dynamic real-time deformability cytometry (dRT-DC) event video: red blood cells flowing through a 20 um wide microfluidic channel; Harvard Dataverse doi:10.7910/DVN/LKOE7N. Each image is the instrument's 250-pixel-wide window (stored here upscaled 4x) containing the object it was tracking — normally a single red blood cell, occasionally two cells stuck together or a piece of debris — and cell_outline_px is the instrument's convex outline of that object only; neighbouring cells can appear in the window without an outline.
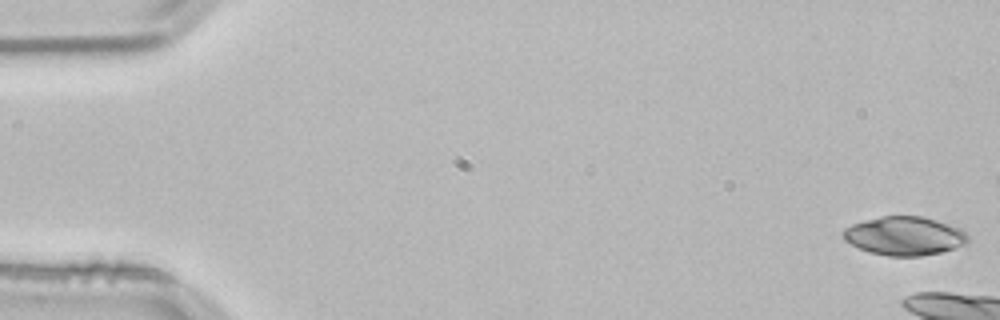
{"species": "common noctule bat (a hibernating species)", "species_latin": "Nyctalus noctula", "temperature_condition": "room temperature", "stored_images_in_passage": 9, "camera_frame_rate_fps": 3000, "um_per_image_px": 0.085, "animal": {"sex": "male", "body_mass_g": 21.5, "forearm_length_mm": 52.0}, "frame": {"image": 1, "passage_image": 1, "time_ms": 0.0, "image_size_px": [1000, 320], "cell_outline_px": [[968, 244], [940, 252], [920, 256], [888, 256], [868, 252], [844, 240], [840, 232], [844, 228], [852, 224], [864, 220], [880, 216], [924, 216], [960, 228], [968, 236]], "centroid_in_image_um": [76.85, 20.05], "position_along_channel_um": 8.1, "area_um2": 28.26}}